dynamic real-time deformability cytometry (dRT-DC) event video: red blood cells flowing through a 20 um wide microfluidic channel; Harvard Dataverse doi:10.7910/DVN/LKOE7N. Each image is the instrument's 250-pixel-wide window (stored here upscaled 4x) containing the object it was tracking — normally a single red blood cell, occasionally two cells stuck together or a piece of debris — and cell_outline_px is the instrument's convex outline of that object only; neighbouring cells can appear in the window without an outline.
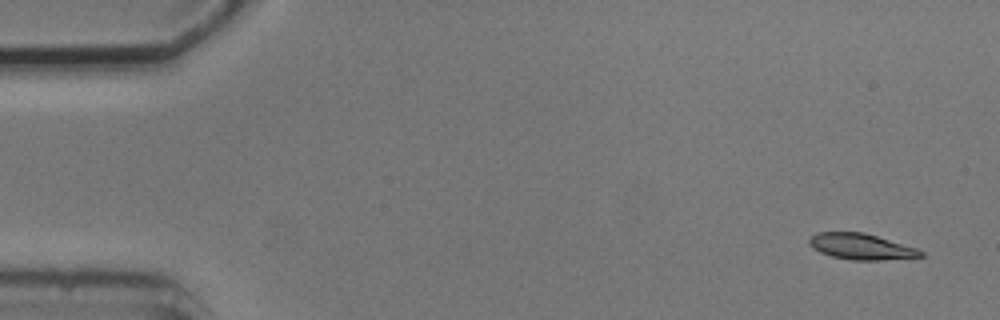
{"species": "common noctule bat (a hibernating species)", "species_latin": "Nyctalus noctula", "temperature_condition": "cold", "stored_images_in_passage": 6, "camera_frame_rate_fps": 3000, "um_per_image_px": 0.085, "animal": {"sex": "male", "body_mass_g": 20.5, "forearm_length_mm": 52.5}, "frame": {"image": 1, "passage_image": 1, "time_ms": 0.0, "image_size_px": [1000, 320], "cell_outline_px": [[924, 256], [880, 260], [852, 260], [832, 256], [820, 252], [812, 248], [808, 244], [808, 240], [812, 236], [820, 232], [864, 232], [916, 248], [924, 252]], "centroid_in_image_um": [73.17, 20.96], "position_along_channel_um": 11.8, "area_um2": 16.7}}
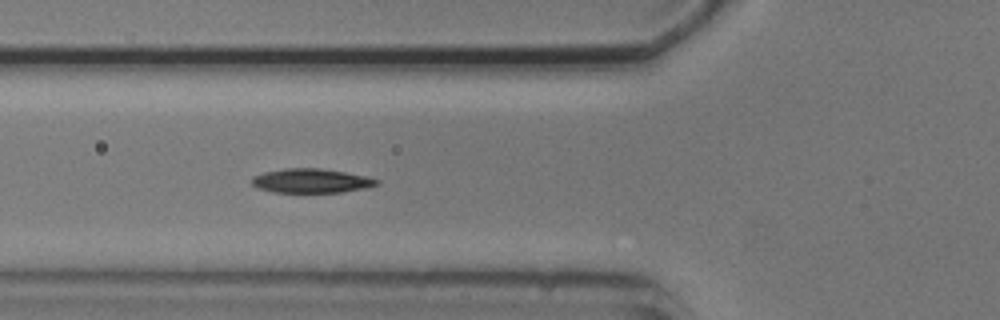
{"frame": {"image": 2, "passage_image": 6, "time_ms": 5.667, "image_size_px": [1000, 320], "cell_outline_px": [[380, 184], [368, 188], [340, 192], [272, 192], [256, 188], [252, 184], [252, 176], [264, 172], [284, 168], [320, 168], [368, 176], [380, 180]], "centroid_in_image_um": [26.47, 15.37], "position_along_channel_um": 99.3, "area_um2": 17.8}}